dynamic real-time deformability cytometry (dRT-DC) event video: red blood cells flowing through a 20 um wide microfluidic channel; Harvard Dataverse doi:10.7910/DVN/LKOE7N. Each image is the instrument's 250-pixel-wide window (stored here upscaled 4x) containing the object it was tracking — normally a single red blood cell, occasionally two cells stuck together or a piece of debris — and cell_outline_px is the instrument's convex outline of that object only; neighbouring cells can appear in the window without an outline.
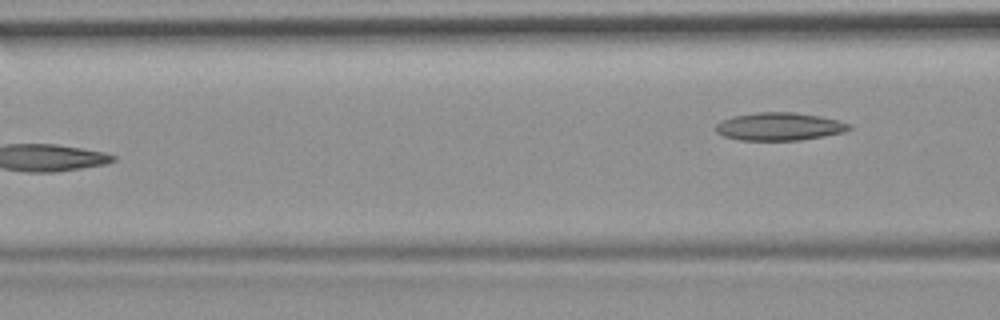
{"species": "common noctule bat (a hibernating species)", "species_latin": "Nyctalus noctula", "temperature_condition": "room temperature", "stored_images_in_passage": 7, "camera_frame_rate_fps": 3000, "um_per_image_px": 0.085, "animal": {"sex": "female", "body_mass_g": 19.9}, "frame": {"image": 1, "passage_image": 7, "time_ms": 2.0, "image_size_px": [1000, 320], "cell_outline_px": [[852, 128], [844, 132], [824, 136], [800, 140], [740, 140], [724, 136], [716, 132], [716, 124], [732, 116], [756, 112], [792, 112], [820, 116], [840, 120], [852, 124]], "centroid_in_image_um": [66.28, 10.75], "position_along_channel_um": 100.3, "area_um2": 21.73}}